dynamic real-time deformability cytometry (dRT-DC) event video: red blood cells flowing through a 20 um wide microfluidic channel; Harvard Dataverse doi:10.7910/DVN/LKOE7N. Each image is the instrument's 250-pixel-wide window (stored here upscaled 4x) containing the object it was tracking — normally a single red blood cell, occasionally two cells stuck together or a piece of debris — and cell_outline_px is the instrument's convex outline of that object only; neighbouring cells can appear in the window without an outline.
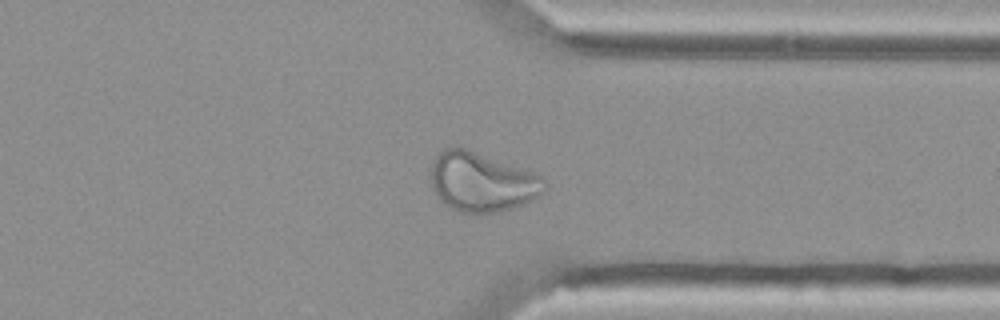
{"species": "Egyptian fruit bat (a non-hibernating species)", "species_latin": "Rousettus aegyptiacus", "temperature_condition": "cold", "stored_images_in_passage": 47, "camera_frame_rate_fps": 3000, "um_per_image_px": 0.085, "animal": {"sex": "female"}, "frame": {"image": 1, "passage_image": 34, "time_ms": 11.0, "image_size_px": [1000, 320], "cell_outline_px": [[548, 188], [540, 196], [524, 204], [512, 208], [496, 212], [460, 212], [444, 204], [436, 196], [432, 188], [432, 160], [436, 152], [444, 148], [456, 144], [536, 172], [548, 184]], "centroid_in_image_um": [40.97, 15.42], "position_along_channel_um": 370.4, "area_um2": 40.06}}